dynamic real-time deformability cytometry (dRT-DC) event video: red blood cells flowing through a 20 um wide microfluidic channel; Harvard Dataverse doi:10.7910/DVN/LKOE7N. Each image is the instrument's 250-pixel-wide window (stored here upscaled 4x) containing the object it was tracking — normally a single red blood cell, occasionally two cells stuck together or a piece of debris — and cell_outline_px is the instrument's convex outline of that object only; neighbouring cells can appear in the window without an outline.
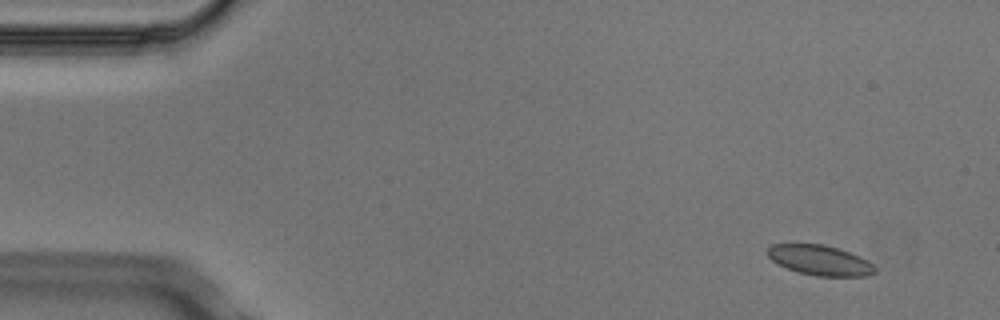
{"species": "Egyptian fruit bat (a non-hibernating species)", "species_latin": "Rousettus aegyptiacus", "temperature_condition": "cold", "stored_images_in_passage": 5, "segment_of_instrument_passage": [1, 2], "camera_frame_rate_fps": 3000, "um_per_image_px": 0.085, "animal": {"sex": "male"}, "frame": {"image": 1, "passage_image": 1, "time_ms": 0.0, "image_size_px": [1000, 320], "cell_outline_px": [[876, 272], [868, 276], [816, 276], [800, 272], [788, 268], [772, 260], [768, 256], [768, 248], [772, 244], [824, 244], [860, 256], [868, 260], [876, 268]], "centroid_in_image_um": [69.73, 22.12], "position_along_channel_um": 15.3, "area_um2": 18.61}}
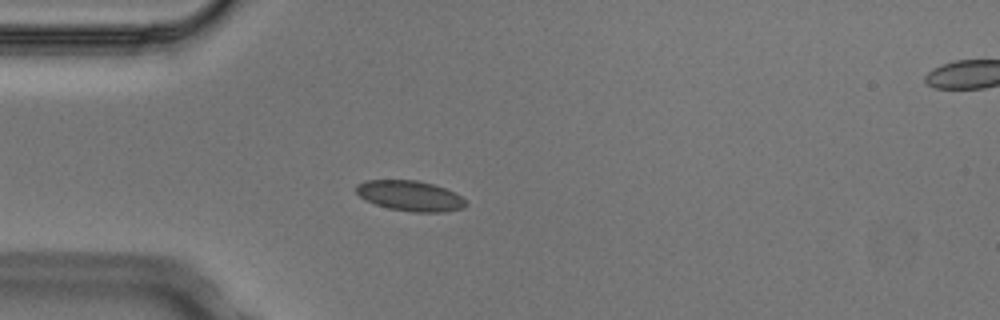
{"frame": {"image": 2, "passage_image": 4, "time_ms": 1.0, "image_size_px": [1000, 320], "cell_outline_px": [[468, 204], [464, 208], [444, 212], [412, 212], [388, 208], [376, 204], [360, 196], [356, 192], [356, 184], [364, 180], [416, 180], [432, 184], [444, 188], [460, 196]], "centroid_in_image_um": [34.85, 16.65], "position_along_channel_um": 50.2, "area_um2": 19.25}}